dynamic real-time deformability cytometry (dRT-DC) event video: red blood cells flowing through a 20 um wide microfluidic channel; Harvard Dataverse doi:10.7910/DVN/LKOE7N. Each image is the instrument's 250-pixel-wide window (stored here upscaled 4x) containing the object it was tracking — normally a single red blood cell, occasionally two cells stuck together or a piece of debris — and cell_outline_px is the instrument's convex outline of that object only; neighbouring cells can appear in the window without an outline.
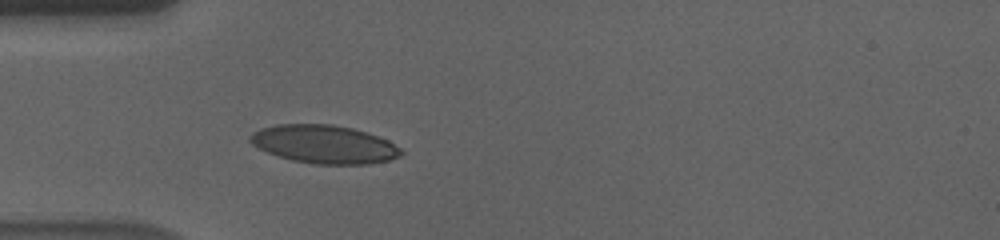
{"species": "human", "species_latin": "Homo sapiens", "temperature_condition": "cold", "stored_images_in_passage": 41, "camera_frame_rate_fps": 3000, "um_per_image_px": 0.085, "donor": {"sex": "male"}, "frame": {"image": 1, "passage_image": 1, "time_ms": 0.0, "image_size_px": [1000, 240], "cell_outline_px": [[404, 152], [400, 156], [388, 160], [368, 164], [312, 164], [292, 160], [276, 156], [252, 144], [248, 140], [248, 136], [252, 132], [260, 128], [276, 124], [332, 124], [352, 128], [388, 140], [400, 148]], "centroid_in_image_um": [27.51, 12.26], "position_along_channel_um": 57.5, "area_um2": 33.7}}
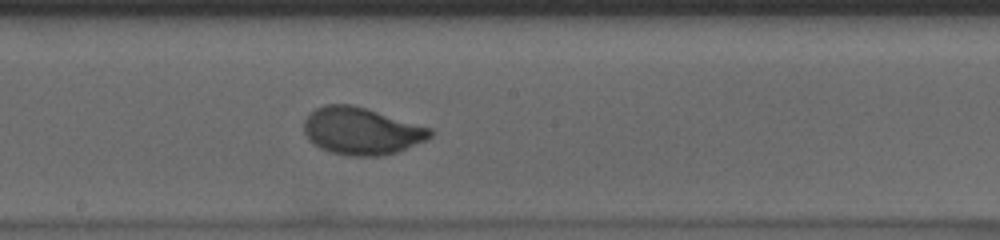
{"frame": {"image": 2, "passage_image": 15, "time_ms": 4.667, "image_size_px": [1000, 240], "cell_outline_px": [[432, 136], [428, 140], [396, 152], [380, 156], [352, 156], [332, 152], [320, 148], [312, 144], [308, 140], [304, 132], [304, 120], [316, 108], [324, 104], [352, 104], [432, 128]], "centroid_in_image_um": [30.72, 11.14], "position_along_channel_um": 217.5, "area_um2": 34.74}}
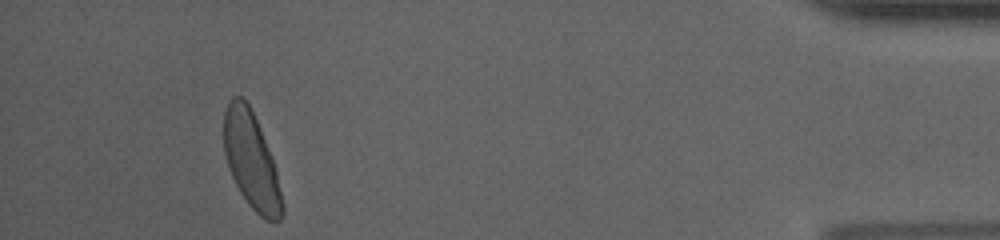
{"frame": {"image": 3, "passage_image": 37, "time_ms": 12.0, "image_size_px": [1000, 240], "cell_outline_px": [[284, 212], [280, 220], [264, 220], [248, 204], [240, 192], [228, 168], [224, 152], [224, 112], [232, 96], [240, 96], [248, 104], [256, 120], [272, 160], [276, 172], [284, 204]], "centroid_in_image_um": [21.35, 13.69], "position_along_channel_um": 413.8, "area_um2": 32.19}, "authors_computed_cell_mechanics": {"area_um2": 33.3506, "velocity_mm_per_s": 3.5372, "shape_relaxation_time_tau1_ms": 3.3402, "shape_relaxation_time_tau2_ms": null, "deformation_change_tau1": 0.1451, "deformation_change_tau2": null}}